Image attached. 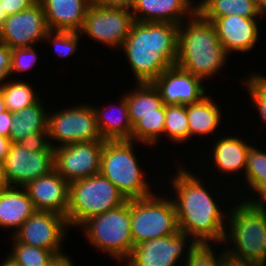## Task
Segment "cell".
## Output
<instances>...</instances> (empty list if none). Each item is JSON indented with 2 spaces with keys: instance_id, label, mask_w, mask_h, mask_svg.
Returning <instances> with one entry per match:
<instances>
[{
  "instance_id": "cell-1",
  "label": "cell",
  "mask_w": 266,
  "mask_h": 266,
  "mask_svg": "<svg viewBox=\"0 0 266 266\" xmlns=\"http://www.w3.org/2000/svg\"><path fill=\"white\" fill-rule=\"evenodd\" d=\"M181 166L170 177L175 194L171 198L176 208L179 231L191 237L197 244H223L228 219L226 215L229 212L220 208L219 200L211 194L207 185L204 187L205 183L200 176H195L188 168H184L182 164Z\"/></svg>"
},
{
  "instance_id": "cell-2",
  "label": "cell",
  "mask_w": 266,
  "mask_h": 266,
  "mask_svg": "<svg viewBox=\"0 0 266 266\" xmlns=\"http://www.w3.org/2000/svg\"><path fill=\"white\" fill-rule=\"evenodd\" d=\"M179 25L134 21L119 50L126 56L136 83H152L176 64Z\"/></svg>"
},
{
  "instance_id": "cell-3",
  "label": "cell",
  "mask_w": 266,
  "mask_h": 266,
  "mask_svg": "<svg viewBox=\"0 0 266 266\" xmlns=\"http://www.w3.org/2000/svg\"><path fill=\"white\" fill-rule=\"evenodd\" d=\"M179 24L176 66L204 82L221 72L229 60L214 24L197 11Z\"/></svg>"
},
{
  "instance_id": "cell-4",
  "label": "cell",
  "mask_w": 266,
  "mask_h": 266,
  "mask_svg": "<svg viewBox=\"0 0 266 266\" xmlns=\"http://www.w3.org/2000/svg\"><path fill=\"white\" fill-rule=\"evenodd\" d=\"M229 210L223 244L228 257L266 265V207L252 205L244 199H237ZM238 202V203H236ZM231 212V213H230ZM228 225V226H227Z\"/></svg>"
},
{
  "instance_id": "cell-5",
  "label": "cell",
  "mask_w": 266,
  "mask_h": 266,
  "mask_svg": "<svg viewBox=\"0 0 266 266\" xmlns=\"http://www.w3.org/2000/svg\"><path fill=\"white\" fill-rule=\"evenodd\" d=\"M133 144H136L133 140H105L100 163V174L115 185L127 200L155 193L146 181V172H142Z\"/></svg>"
},
{
  "instance_id": "cell-6",
  "label": "cell",
  "mask_w": 266,
  "mask_h": 266,
  "mask_svg": "<svg viewBox=\"0 0 266 266\" xmlns=\"http://www.w3.org/2000/svg\"><path fill=\"white\" fill-rule=\"evenodd\" d=\"M127 199L103 175L96 174L69 183L66 220L79 228L88 219L124 204Z\"/></svg>"
},
{
  "instance_id": "cell-7",
  "label": "cell",
  "mask_w": 266,
  "mask_h": 266,
  "mask_svg": "<svg viewBox=\"0 0 266 266\" xmlns=\"http://www.w3.org/2000/svg\"><path fill=\"white\" fill-rule=\"evenodd\" d=\"M81 227L92 247L107 253L117 262L126 261L134 247L131 234V199L119 207L88 219L80 229Z\"/></svg>"
},
{
  "instance_id": "cell-8",
  "label": "cell",
  "mask_w": 266,
  "mask_h": 266,
  "mask_svg": "<svg viewBox=\"0 0 266 266\" xmlns=\"http://www.w3.org/2000/svg\"><path fill=\"white\" fill-rule=\"evenodd\" d=\"M166 197V198H164ZM155 193L131 199V234L134 246L179 232L174 202Z\"/></svg>"
},
{
  "instance_id": "cell-9",
  "label": "cell",
  "mask_w": 266,
  "mask_h": 266,
  "mask_svg": "<svg viewBox=\"0 0 266 266\" xmlns=\"http://www.w3.org/2000/svg\"><path fill=\"white\" fill-rule=\"evenodd\" d=\"M65 108L48 112L47 130L53 149L77 142L105 141L97 127L93 105L81 103Z\"/></svg>"
},
{
  "instance_id": "cell-10",
  "label": "cell",
  "mask_w": 266,
  "mask_h": 266,
  "mask_svg": "<svg viewBox=\"0 0 266 266\" xmlns=\"http://www.w3.org/2000/svg\"><path fill=\"white\" fill-rule=\"evenodd\" d=\"M134 22L129 8L93 6L87 10L79 34L105 46L119 49ZM119 47V48H118Z\"/></svg>"
},
{
  "instance_id": "cell-11",
  "label": "cell",
  "mask_w": 266,
  "mask_h": 266,
  "mask_svg": "<svg viewBox=\"0 0 266 266\" xmlns=\"http://www.w3.org/2000/svg\"><path fill=\"white\" fill-rule=\"evenodd\" d=\"M196 244L191 237L179 231L176 234L135 245L123 263L125 266H178V262L182 261L180 264L182 266Z\"/></svg>"
},
{
  "instance_id": "cell-12",
  "label": "cell",
  "mask_w": 266,
  "mask_h": 266,
  "mask_svg": "<svg viewBox=\"0 0 266 266\" xmlns=\"http://www.w3.org/2000/svg\"><path fill=\"white\" fill-rule=\"evenodd\" d=\"M68 229L66 217L49 211H36L12 237L23 244L47 249L60 256L65 253L62 244Z\"/></svg>"
},
{
  "instance_id": "cell-13",
  "label": "cell",
  "mask_w": 266,
  "mask_h": 266,
  "mask_svg": "<svg viewBox=\"0 0 266 266\" xmlns=\"http://www.w3.org/2000/svg\"><path fill=\"white\" fill-rule=\"evenodd\" d=\"M104 142H77L54 149V169L68 183L99 174Z\"/></svg>"
},
{
  "instance_id": "cell-14",
  "label": "cell",
  "mask_w": 266,
  "mask_h": 266,
  "mask_svg": "<svg viewBox=\"0 0 266 266\" xmlns=\"http://www.w3.org/2000/svg\"><path fill=\"white\" fill-rule=\"evenodd\" d=\"M42 4L38 1L22 12L6 16L0 29V41L11 49L43 43L49 32Z\"/></svg>"
},
{
  "instance_id": "cell-15",
  "label": "cell",
  "mask_w": 266,
  "mask_h": 266,
  "mask_svg": "<svg viewBox=\"0 0 266 266\" xmlns=\"http://www.w3.org/2000/svg\"><path fill=\"white\" fill-rule=\"evenodd\" d=\"M54 169V152H31L12 143L3 162L6 186L24 187Z\"/></svg>"
},
{
  "instance_id": "cell-16",
  "label": "cell",
  "mask_w": 266,
  "mask_h": 266,
  "mask_svg": "<svg viewBox=\"0 0 266 266\" xmlns=\"http://www.w3.org/2000/svg\"><path fill=\"white\" fill-rule=\"evenodd\" d=\"M203 80L178 66L164 70L153 82L164 105H189L206 96Z\"/></svg>"
},
{
  "instance_id": "cell-17",
  "label": "cell",
  "mask_w": 266,
  "mask_h": 266,
  "mask_svg": "<svg viewBox=\"0 0 266 266\" xmlns=\"http://www.w3.org/2000/svg\"><path fill=\"white\" fill-rule=\"evenodd\" d=\"M203 18L214 24L218 38L228 55L231 52L248 53L260 40L258 22L260 18H246L238 15Z\"/></svg>"
},
{
  "instance_id": "cell-18",
  "label": "cell",
  "mask_w": 266,
  "mask_h": 266,
  "mask_svg": "<svg viewBox=\"0 0 266 266\" xmlns=\"http://www.w3.org/2000/svg\"><path fill=\"white\" fill-rule=\"evenodd\" d=\"M36 211H49L66 217L69 183L53 169L24 186Z\"/></svg>"
},
{
  "instance_id": "cell-19",
  "label": "cell",
  "mask_w": 266,
  "mask_h": 266,
  "mask_svg": "<svg viewBox=\"0 0 266 266\" xmlns=\"http://www.w3.org/2000/svg\"><path fill=\"white\" fill-rule=\"evenodd\" d=\"M130 11L137 22L179 25L197 11V6L191 0H133Z\"/></svg>"
},
{
  "instance_id": "cell-20",
  "label": "cell",
  "mask_w": 266,
  "mask_h": 266,
  "mask_svg": "<svg viewBox=\"0 0 266 266\" xmlns=\"http://www.w3.org/2000/svg\"><path fill=\"white\" fill-rule=\"evenodd\" d=\"M43 7L49 30L78 32L83 24L89 0H38Z\"/></svg>"
},
{
  "instance_id": "cell-21",
  "label": "cell",
  "mask_w": 266,
  "mask_h": 266,
  "mask_svg": "<svg viewBox=\"0 0 266 266\" xmlns=\"http://www.w3.org/2000/svg\"><path fill=\"white\" fill-rule=\"evenodd\" d=\"M35 212L33 202L24 187L0 188V228L13 229L11 236Z\"/></svg>"
},
{
  "instance_id": "cell-22",
  "label": "cell",
  "mask_w": 266,
  "mask_h": 266,
  "mask_svg": "<svg viewBox=\"0 0 266 266\" xmlns=\"http://www.w3.org/2000/svg\"><path fill=\"white\" fill-rule=\"evenodd\" d=\"M243 137L221 135L214 140L211 146L214 167L220 170L221 176L229 173L230 175L245 172L247 154L252 146L251 143L244 141ZM251 144V145H250ZM243 171V172H242ZM232 173V174H231Z\"/></svg>"
},
{
  "instance_id": "cell-23",
  "label": "cell",
  "mask_w": 266,
  "mask_h": 266,
  "mask_svg": "<svg viewBox=\"0 0 266 266\" xmlns=\"http://www.w3.org/2000/svg\"><path fill=\"white\" fill-rule=\"evenodd\" d=\"M119 101L116 105L118 111L115 110L113 115V106H110L112 111H108L107 107L93 106L97 127L103 140H132L133 126L129 119L126 96L123 94Z\"/></svg>"
},
{
  "instance_id": "cell-24",
  "label": "cell",
  "mask_w": 266,
  "mask_h": 266,
  "mask_svg": "<svg viewBox=\"0 0 266 266\" xmlns=\"http://www.w3.org/2000/svg\"><path fill=\"white\" fill-rule=\"evenodd\" d=\"M213 99L206 95L199 102L186 105L190 138L194 135L202 137L215 134L222 116L221 109Z\"/></svg>"
},
{
  "instance_id": "cell-25",
  "label": "cell",
  "mask_w": 266,
  "mask_h": 266,
  "mask_svg": "<svg viewBox=\"0 0 266 266\" xmlns=\"http://www.w3.org/2000/svg\"><path fill=\"white\" fill-rule=\"evenodd\" d=\"M124 95L132 126L139 121V116L160 115L163 102L159 91L152 83H137L134 90H128Z\"/></svg>"
},
{
  "instance_id": "cell-26",
  "label": "cell",
  "mask_w": 266,
  "mask_h": 266,
  "mask_svg": "<svg viewBox=\"0 0 266 266\" xmlns=\"http://www.w3.org/2000/svg\"><path fill=\"white\" fill-rule=\"evenodd\" d=\"M39 100L37 103L13 113L9 139L17 143L29 133L48 131V113Z\"/></svg>"
},
{
  "instance_id": "cell-27",
  "label": "cell",
  "mask_w": 266,
  "mask_h": 266,
  "mask_svg": "<svg viewBox=\"0 0 266 266\" xmlns=\"http://www.w3.org/2000/svg\"><path fill=\"white\" fill-rule=\"evenodd\" d=\"M200 1V2H199ZM197 12L202 17L238 15L246 18H262L256 0H199Z\"/></svg>"
},
{
  "instance_id": "cell-28",
  "label": "cell",
  "mask_w": 266,
  "mask_h": 266,
  "mask_svg": "<svg viewBox=\"0 0 266 266\" xmlns=\"http://www.w3.org/2000/svg\"><path fill=\"white\" fill-rule=\"evenodd\" d=\"M0 89L6 109L11 113H16L25 107L35 104L41 98L40 94L33 90L32 85L25 80L7 81Z\"/></svg>"
},
{
  "instance_id": "cell-29",
  "label": "cell",
  "mask_w": 266,
  "mask_h": 266,
  "mask_svg": "<svg viewBox=\"0 0 266 266\" xmlns=\"http://www.w3.org/2000/svg\"><path fill=\"white\" fill-rule=\"evenodd\" d=\"M165 105L160 107V115L139 116V121L133 126L132 140L138 144L158 145L160 136L164 134Z\"/></svg>"
},
{
  "instance_id": "cell-30",
  "label": "cell",
  "mask_w": 266,
  "mask_h": 266,
  "mask_svg": "<svg viewBox=\"0 0 266 266\" xmlns=\"http://www.w3.org/2000/svg\"><path fill=\"white\" fill-rule=\"evenodd\" d=\"M11 239L13 240L12 249L10 247L12 251L7 255L19 266H50L57 257L53 251L23 244L13 237Z\"/></svg>"
},
{
  "instance_id": "cell-31",
  "label": "cell",
  "mask_w": 266,
  "mask_h": 266,
  "mask_svg": "<svg viewBox=\"0 0 266 266\" xmlns=\"http://www.w3.org/2000/svg\"><path fill=\"white\" fill-rule=\"evenodd\" d=\"M164 135L178 144L190 139L186 105H165Z\"/></svg>"
},
{
  "instance_id": "cell-32",
  "label": "cell",
  "mask_w": 266,
  "mask_h": 266,
  "mask_svg": "<svg viewBox=\"0 0 266 266\" xmlns=\"http://www.w3.org/2000/svg\"><path fill=\"white\" fill-rule=\"evenodd\" d=\"M213 243H200L190 251L182 266H224L227 254L224 249L216 253ZM218 254V255H216Z\"/></svg>"
},
{
  "instance_id": "cell-33",
  "label": "cell",
  "mask_w": 266,
  "mask_h": 266,
  "mask_svg": "<svg viewBox=\"0 0 266 266\" xmlns=\"http://www.w3.org/2000/svg\"><path fill=\"white\" fill-rule=\"evenodd\" d=\"M242 83L245 84V89L248 95L250 94L251 104L259 111L261 117L260 121L266 127V77L261 73H250L249 77L242 79Z\"/></svg>"
},
{
  "instance_id": "cell-34",
  "label": "cell",
  "mask_w": 266,
  "mask_h": 266,
  "mask_svg": "<svg viewBox=\"0 0 266 266\" xmlns=\"http://www.w3.org/2000/svg\"><path fill=\"white\" fill-rule=\"evenodd\" d=\"M250 147L247 154L244 181L251 190L266 176V151L259 150L255 143Z\"/></svg>"
},
{
  "instance_id": "cell-35",
  "label": "cell",
  "mask_w": 266,
  "mask_h": 266,
  "mask_svg": "<svg viewBox=\"0 0 266 266\" xmlns=\"http://www.w3.org/2000/svg\"><path fill=\"white\" fill-rule=\"evenodd\" d=\"M81 37L79 32L50 30L46 34L44 41L50 42L54 46V53L62 59L71 57L79 50L78 46H80Z\"/></svg>"
},
{
  "instance_id": "cell-36",
  "label": "cell",
  "mask_w": 266,
  "mask_h": 266,
  "mask_svg": "<svg viewBox=\"0 0 266 266\" xmlns=\"http://www.w3.org/2000/svg\"><path fill=\"white\" fill-rule=\"evenodd\" d=\"M39 56L34 46L13 48L11 54L10 74H21L31 70L38 60Z\"/></svg>"
},
{
  "instance_id": "cell-37",
  "label": "cell",
  "mask_w": 266,
  "mask_h": 266,
  "mask_svg": "<svg viewBox=\"0 0 266 266\" xmlns=\"http://www.w3.org/2000/svg\"><path fill=\"white\" fill-rule=\"evenodd\" d=\"M17 143L31 152H54L49 141L48 131L29 133Z\"/></svg>"
},
{
  "instance_id": "cell-38",
  "label": "cell",
  "mask_w": 266,
  "mask_h": 266,
  "mask_svg": "<svg viewBox=\"0 0 266 266\" xmlns=\"http://www.w3.org/2000/svg\"><path fill=\"white\" fill-rule=\"evenodd\" d=\"M11 54L12 49L0 41V88L4 86V84L9 81L11 76Z\"/></svg>"
},
{
  "instance_id": "cell-39",
  "label": "cell",
  "mask_w": 266,
  "mask_h": 266,
  "mask_svg": "<svg viewBox=\"0 0 266 266\" xmlns=\"http://www.w3.org/2000/svg\"><path fill=\"white\" fill-rule=\"evenodd\" d=\"M37 2L38 0H1L2 9L6 16L22 12Z\"/></svg>"
},
{
  "instance_id": "cell-40",
  "label": "cell",
  "mask_w": 266,
  "mask_h": 266,
  "mask_svg": "<svg viewBox=\"0 0 266 266\" xmlns=\"http://www.w3.org/2000/svg\"><path fill=\"white\" fill-rule=\"evenodd\" d=\"M254 195H257L253 199L252 197L246 198H241L244 199L246 202L255 205V206H260V207H266V176L263 177V180L260 181L253 189H252Z\"/></svg>"
},
{
  "instance_id": "cell-41",
  "label": "cell",
  "mask_w": 266,
  "mask_h": 266,
  "mask_svg": "<svg viewBox=\"0 0 266 266\" xmlns=\"http://www.w3.org/2000/svg\"><path fill=\"white\" fill-rule=\"evenodd\" d=\"M90 5L103 7H122L129 8L133 0H89Z\"/></svg>"
},
{
  "instance_id": "cell-42",
  "label": "cell",
  "mask_w": 266,
  "mask_h": 266,
  "mask_svg": "<svg viewBox=\"0 0 266 266\" xmlns=\"http://www.w3.org/2000/svg\"><path fill=\"white\" fill-rule=\"evenodd\" d=\"M13 113L6 110L0 114V136L9 138Z\"/></svg>"
},
{
  "instance_id": "cell-43",
  "label": "cell",
  "mask_w": 266,
  "mask_h": 266,
  "mask_svg": "<svg viewBox=\"0 0 266 266\" xmlns=\"http://www.w3.org/2000/svg\"><path fill=\"white\" fill-rule=\"evenodd\" d=\"M12 142L9 138L0 136V162L3 163L9 150Z\"/></svg>"
},
{
  "instance_id": "cell-44",
  "label": "cell",
  "mask_w": 266,
  "mask_h": 266,
  "mask_svg": "<svg viewBox=\"0 0 266 266\" xmlns=\"http://www.w3.org/2000/svg\"><path fill=\"white\" fill-rule=\"evenodd\" d=\"M74 262L72 261V258L67 256V253L62 254L60 256H57L50 266H74Z\"/></svg>"
},
{
  "instance_id": "cell-45",
  "label": "cell",
  "mask_w": 266,
  "mask_h": 266,
  "mask_svg": "<svg viewBox=\"0 0 266 266\" xmlns=\"http://www.w3.org/2000/svg\"><path fill=\"white\" fill-rule=\"evenodd\" d=\"M0 266H19L11 257L6 256L5 260L2 261Z\"/></svg>"
},
{
  "instance_id": "cell-46",
  "label": "cell",
  "mask_w": 266,
  "mask_h": 266,
  "mask_svg": "<svg viewBox=\"0 0 266 266\" xmlns=\"http://www.w3.org/2000/svg\"><path fill=\"white\" fill-rule=\"evenodd\" d=\"M257 6L262 15H266V0H256Z\"/></svg>"
},
{
  "instance_id": "cell-47",
  "label": "cell",
  "mask_w": 266,
  "mask_h": 266,
  "mask_svg": "<svg viewBox=\"0 0 266 266\" xmlns=\"http://www.w3.org/2000/svg\"><path fill=\"white\" fill-rule=\"evenodd\" d=\"M6 186V181L3 173V163L0 162V188Z\"/></svg>"
},
{
  "instance_id": "cell-48",
  "label": "cell",
  "mask_w": 266,
  "mask_h": 266,
  "mask_svg": "<svg viewBox=\"0 0 266 266\" xmlns=\"http://www.w3.org/2000/svg\"><path fill=\"white\" fill-rule=\"evenodd\" d=\"M5 19H6V15L4 13V10L2 9V4L0 0V29L2 28Z\"/></svg>"
},
{
  "instance_id": "cell-49",
  "label": "cell",
  "mask_w": 266,
  "mask_h": 266,
  "mask_svg": "<svg viewBox=\"0 0 266 266\" xmlns=\"http://www.w3.org/2000/svg\"><path fill=\"white\" fill-rule=\"evenodd\" d=\"M6 106H5V102H4V98L3 95L1 93V89H0V114L4 111H6Z\"/></svg>"
}]
</instances>
